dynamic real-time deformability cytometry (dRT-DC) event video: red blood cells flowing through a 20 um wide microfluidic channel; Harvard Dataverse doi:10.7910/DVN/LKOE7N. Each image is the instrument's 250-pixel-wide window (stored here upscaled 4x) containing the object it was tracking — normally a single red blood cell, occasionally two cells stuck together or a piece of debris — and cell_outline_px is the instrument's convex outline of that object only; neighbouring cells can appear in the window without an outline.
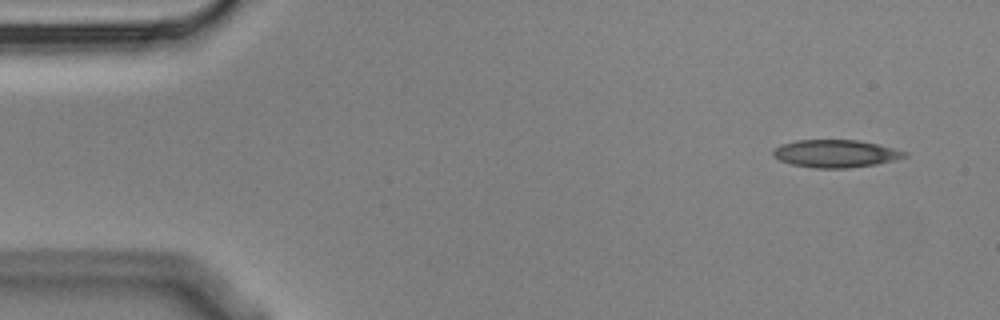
{"species": "Egyptian fruit bat (a non-hibernating species)", "species_latin": "Rousettus aegyptiacus", "temperature_condition": "cold", "stored_images_in_passage": 10, "camera_frame_rate_fps": 3000, "um_per_image_px": 0.085, "animal": {"sex": "male"}, "frame": {"image": 1, "passage_image": 1, "time_ms": 0.0, "image_size_px": [1000, 320], "cell_outline_px": [[908, 156], [876, 164], [848, 168], [816, 168], [792, 164], [780, 160], [772, 156], [772, 152], [780, 144], [796, 140], [856, 140], [880, 144], [908, 152]], "centroid_in_image_um": [71.03, 13.05], "position_along_channel_um": 14.0, "area_um2": 21.15}}
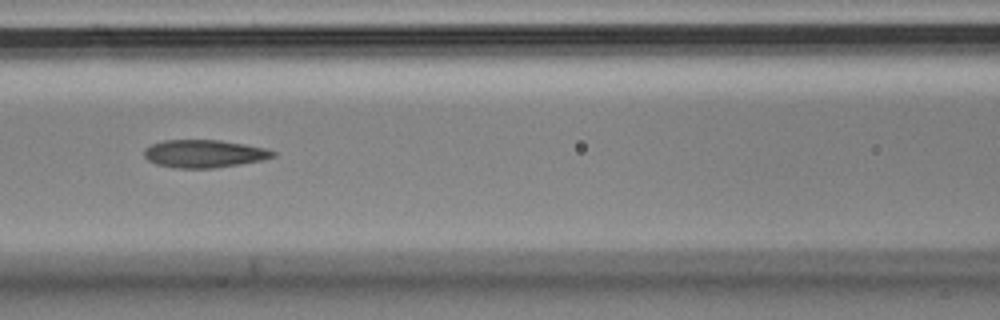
{"frame": {"image": 2, "passage_image": 6, "time_ms": 1.667, "image_size_px": [1000, 320], "cell_outline_px": [[276, 156], [264, 160], [216, 168], [176, 168], [156, 164], [148, 160], [144, 156], [144, 148], [152, 144], [164, 140], [220, 140], [244, 144], [264, 148], [276, 152]], "centroid_in_image_um": [17.35, 13.07], "position_along_channel_um": 149.2, "area_um2": 20.92}}
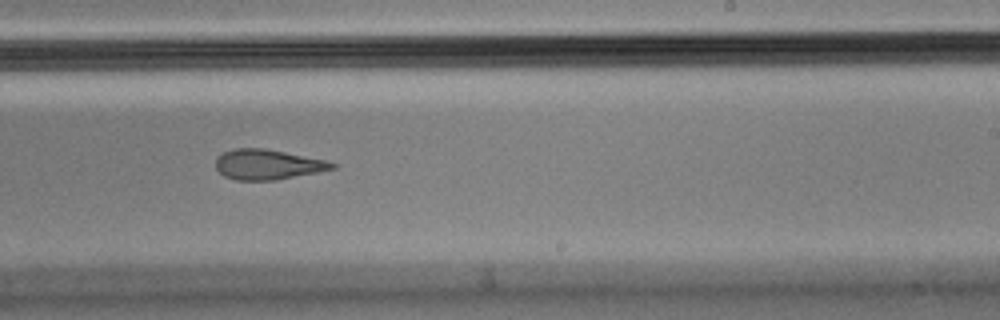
{"frame": {"image": 3, "passage_image": 9, "time_ms": 2.667, "image_size_px": [1000, 320], "cell_outline_px": [[336, 168], [320, 172], [276, 180], [236, 180], [224, 176], [216, 168], [216, 160], [224, 152], [232, 148], [264, 148], [328, 160], [336, 164]], "centroid_in_image_um": [22.79, 13.98], "position_along_channel_um": 266.2, "area_um2": 20.52}}